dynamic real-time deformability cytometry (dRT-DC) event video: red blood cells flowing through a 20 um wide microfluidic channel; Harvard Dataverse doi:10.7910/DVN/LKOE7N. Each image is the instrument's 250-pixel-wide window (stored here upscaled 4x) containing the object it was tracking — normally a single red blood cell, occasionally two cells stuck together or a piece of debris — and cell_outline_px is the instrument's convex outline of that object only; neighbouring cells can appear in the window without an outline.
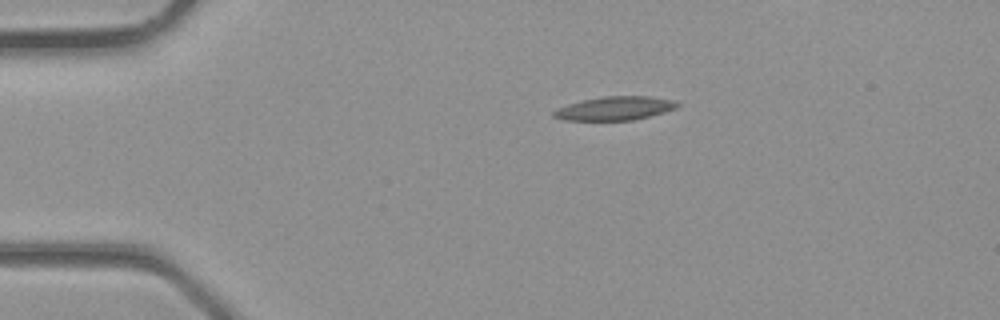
{"species": "common noctule bat (a hibernating species)", "species_latin": "Nyctalus noctula", "temperature_condition": "room temperature", "stored_images_in_passage": 5, "camera_frame_rate_fps": 3000, "um_per_image_px": 0.085, "animal": {"sex": "male", "body_mass_g": 23.1, "forearm_length_mm": 52.7}, "frame": {"image": 1, "passage_image": 2, "time_ms": 0.333, "image_size_px": [1000, 320], "cell_outline_px": [[680, 104], [676, 108], [664, 112], [632, 120], [564, 120], [552, 116], [552, 112], [556, 108], [568, 104], [584, 100], [604, 96], [648, 96], [672, 100]], "centroid_in_image_um": [52.23, 9.21], "position_along_channel_um": 32.8, "area_um2": 16.88}}
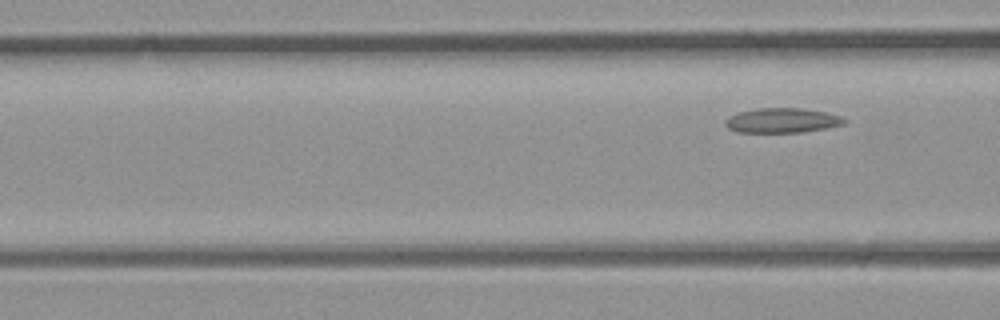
{"frame": {"image": 2, "passage_image": 5, "time_ms": 1.333, "image_size_px": [1000, 320], "cell_outline_px": [[848, 120], [844, 124], [824, 128], [800, 132], [736, 132], [728, 128], [724, 124], [724, 120], [728, 116], [740, 112], [756, 108], [804, 108], [824, 112], [840, 116]], "centroid_in_image_um": [66.44, 10.23], "position_along_channel_um": 100.2, "area_um2": 17.11}}